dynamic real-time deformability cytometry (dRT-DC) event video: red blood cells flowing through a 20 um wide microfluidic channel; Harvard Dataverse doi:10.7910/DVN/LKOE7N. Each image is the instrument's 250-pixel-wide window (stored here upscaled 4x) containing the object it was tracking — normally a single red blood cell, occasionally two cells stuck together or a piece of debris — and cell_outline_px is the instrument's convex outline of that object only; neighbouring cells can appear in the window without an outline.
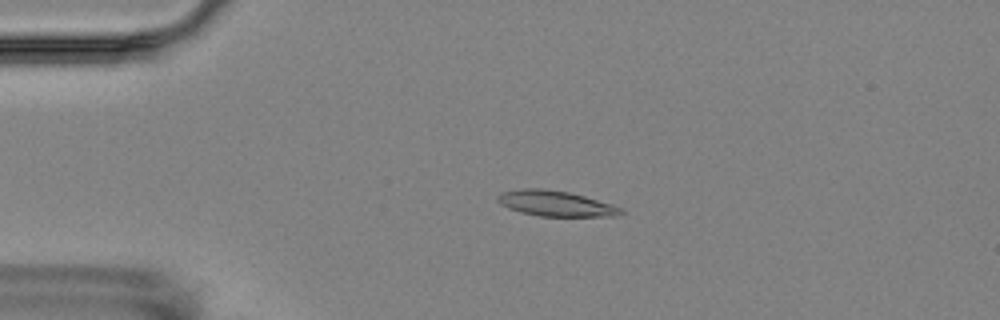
{"species": "Egyptian fruit bat (a non-hibernating species)", "species_latin": "Rousettus aegyptiacus", "temperature_condition": "room temperature", "stored_images_in_passage": 2, "camera_frame_rate_fps": 3000, "um_per_image_px": 0.085, "animal": {"sex": "female"}, "frame": {"image": 1, "passage_image": 1, "time_ms": 0.0, "image_size_px": [1000, 320], "cell_outline_px": [[624, 212], [616, 216], [540, 216], [520, 212], [508, 208], [500, 204], [496, 200], [496, 196], [500, 192], [524, 188], [540, 188], [568, 192], [584, 196], [612, 204], [624, 208]], "centroid_in_image_um": [47.21, 17.29], "position_along_channel_um": 37.8, "area_um2": 18.38}}